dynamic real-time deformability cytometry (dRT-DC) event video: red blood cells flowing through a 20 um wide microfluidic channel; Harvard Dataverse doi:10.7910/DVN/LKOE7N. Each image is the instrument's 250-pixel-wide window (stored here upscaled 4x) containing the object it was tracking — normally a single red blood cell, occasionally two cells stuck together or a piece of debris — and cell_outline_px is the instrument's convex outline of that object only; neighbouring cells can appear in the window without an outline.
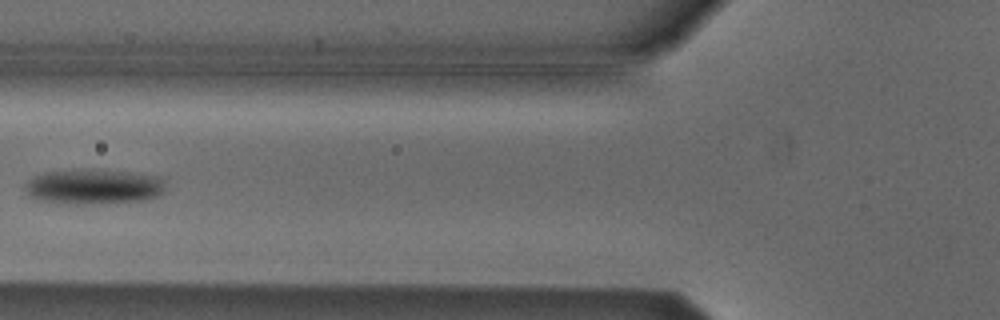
{"species": "Egyptian fruit bat (a non-hibernating species)", "species_latin": "Rousettus aegyptiacus", "temperature_condition": "cold", "stored_images_in_passage": 3, "camera_frame_rate_fps": 3000, "um_per_image_px": 0.085, "animal": {"sex": "male"}, "frame": {"image": 1, "passage_image": 2, "time_ms": 0.333, "image_size_px": [1000, 320], "cell_outline_px": [[164, 192], [160, 196], [140, 200], [72, 204], [36, 200], [28, 196], [24, 188], [28, 180], [44, 172], [80, 168], [88, 168], [128, 172], [160, 176], [164, 180]], "centroid_in_image_um": [7.93, 15.84], "position_along_channel_um": 117.9, "area_um2": 28.9}}
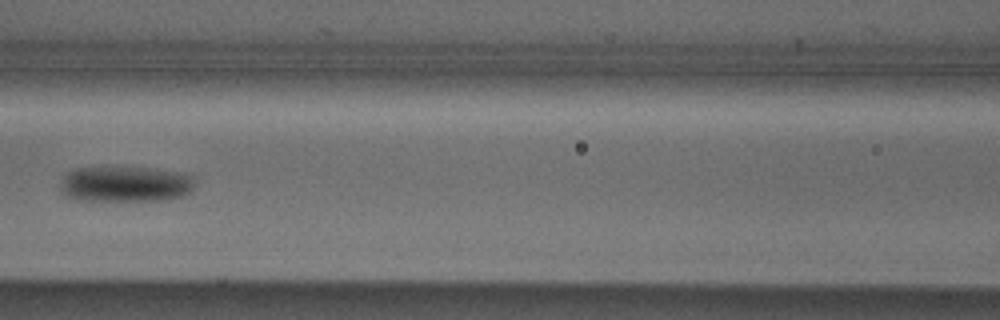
{"frame": {"image": 2, "passage_image": 3, "time_ms": 0.667, "image_size_px": [1000, 320], "cell_outline_px": [[196, 184], [192, 192], [184, 196], [160, 200], [76, 200], [64, 196], [60, 192], [60, 180], [68, 172], [76, 168], [148, 168], [180, 172], [192, 176]], "centroid_in_image_um": [10.65, 15.66], "position_along_channel_um": 155.9, "area_um2": 28.15}}